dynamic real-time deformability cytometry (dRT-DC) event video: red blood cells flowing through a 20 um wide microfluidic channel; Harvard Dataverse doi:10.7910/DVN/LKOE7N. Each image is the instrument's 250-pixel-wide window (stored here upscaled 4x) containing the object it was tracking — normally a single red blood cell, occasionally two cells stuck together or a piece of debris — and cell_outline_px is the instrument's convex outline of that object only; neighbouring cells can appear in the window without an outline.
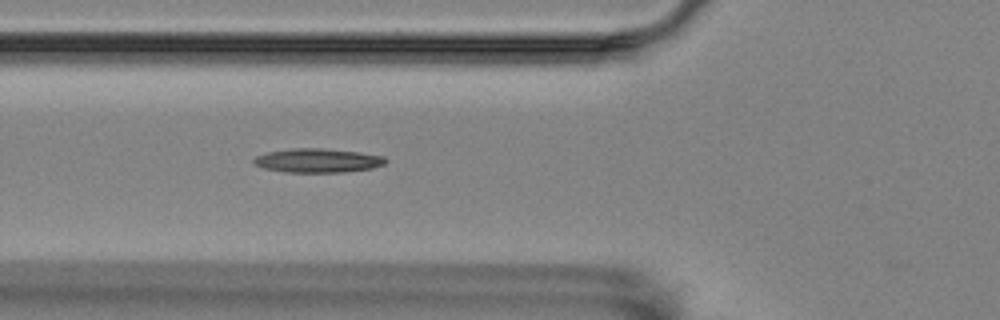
{"species": "Egyptian fruit bat (a non-hibernating species)", "species_latin": "Rousettus aegyptiacus", "temperature_condition": "room temperature", "stored_images_in_passage": 55, "camera_frame_rate_fps": 3000, "um_per_image_px": 0.085, "animal": {"sex": "female"}, "frame": {"image": 1, "passage_image": 21, "time_ms": 6.667, "image_size_px": [1000, 320], "cell_outline_px": [[388, 160], [384, 164], [372, 168], [344, 172], [284, 172], [264, 168], [256, 164], [252, 160], [256, 156], [268, 152], [292, 148], [320, 148], [356, 152], [384, 156]], "centroid_in_image_um": [27.01, 13.64], "position_along_channel_um": 98.8, "area_um2": 18.26}}
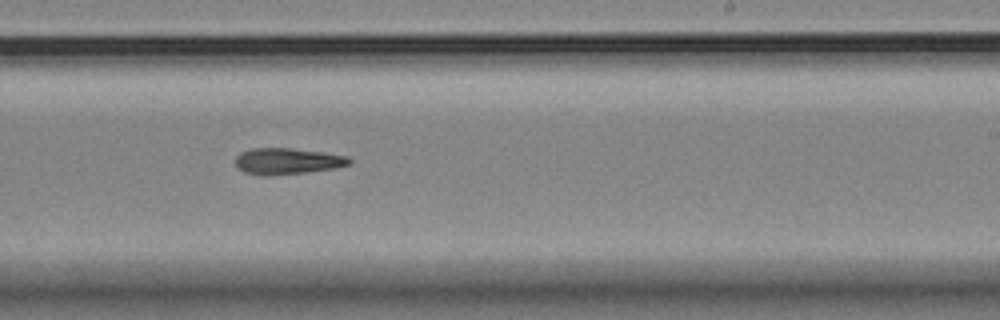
{"frame": {"image": 2, "passage_image": 35, "time_ms": 11.333, "image_size_px": [1000, 320], "cell_outline_px": [[352, 164], [332, 168], [304, 172], [264, 176], [244, 172], [236, 164], [236, 156], [240, 152], [252, 148], [292, 148], [348, 156], [352, 160]], "centroid_in_image_um": [24.41, 13.69], "position_along_channel_um": 264.6, "area_um2": 17.22}}
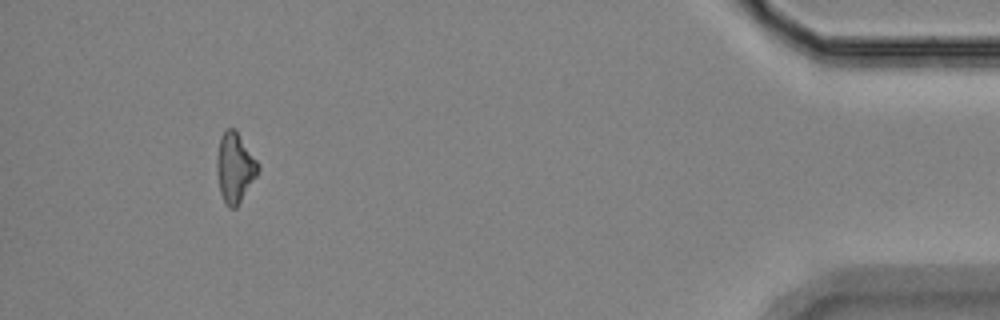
{"frame": {"image": 3, "passage_image": 53, "time_ms": 17.333, "image_size_px": [1000, 320], "cell_outline_px": [[260, 168], [256, 176], [236, 208], [228, 208], [224, 204], [220, 192], [216, 172], [216, 160], [220, 136], [228, 128], [236, 128], [260, 164]], "centroid_in_image_um": [19.96, 14.23], "position_along_channel_um": 415.2, "area_um2": 17.05}}